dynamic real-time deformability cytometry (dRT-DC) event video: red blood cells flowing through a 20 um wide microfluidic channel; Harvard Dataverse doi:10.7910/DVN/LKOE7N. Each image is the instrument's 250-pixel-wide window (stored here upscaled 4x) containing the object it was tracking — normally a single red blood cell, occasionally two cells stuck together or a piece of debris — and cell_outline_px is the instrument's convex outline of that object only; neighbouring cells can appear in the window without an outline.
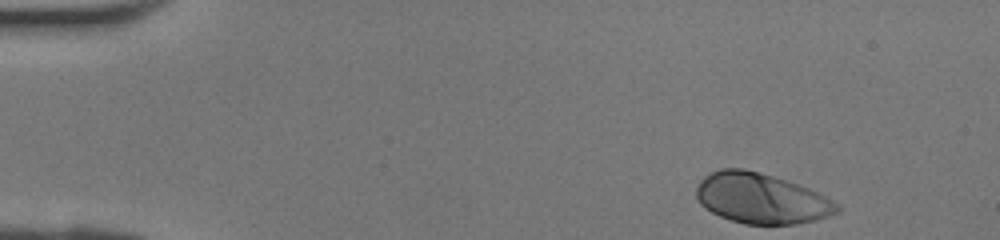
{"species": "human", "species_latin": "Homo sapiens", "temperature_condition": "room temperature", "stored_images_in_passage": 33, "camera_frame_rate_fps": 3000, "um_per_image_px": 0.085, "donor": {"sex": "female"}, "frame": {"image": 1, "passage_image": 1, "time_ms": 0.0, "image_size_px": [1000, 240], "cell_outline_px": [[844, 208], [840, 212], [816, 220], [796, 224], [744, 224], [720, 216], [704, 208], [700, 204], [696, 196], [696, 188], [700, 180], [708, 172], [720, 168], [744, 168], [760, 172], [800, 184], [832, 200]], "centroid_in_image_um": [64.7, 16.85], "position_along_channel_um": 20.3, "area_um2": 41.62}}
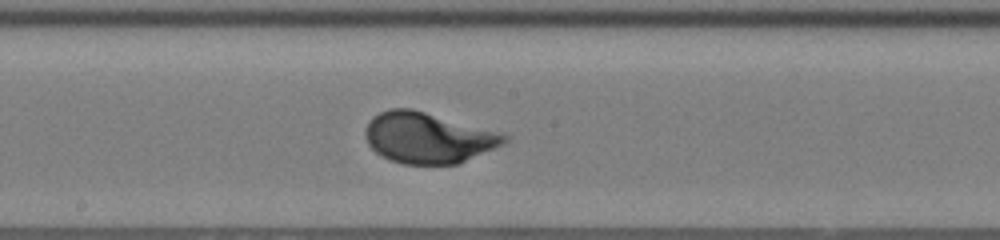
{"frame": {"image": 2, "passage_image": 19, "time_ms": 6.0, "image_size_px": [1000, 240], "cell_outline_px": [[508, 140], [504, 144], [460, 164], [404, 164], [388, 160], [380, 156], [368, 144], [364, 132], [368, 120], [372, 116], [388, 108], [412, 108], [508, 136]], "centroid_in_image_um": [36.31, 11.73], "position_along_channel_um": 211.9, "area_um2": 40.92}}
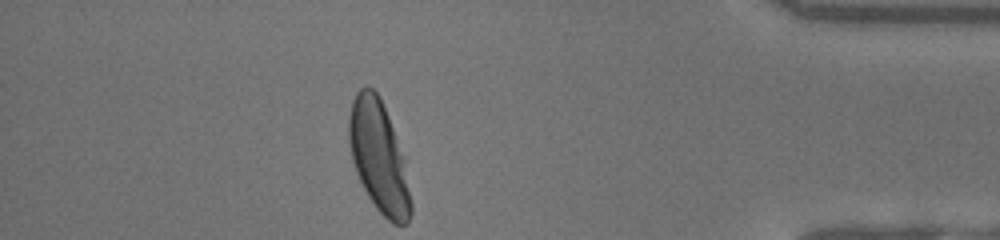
{"frame": {"image": 3, "passage_image": 33, "time_ms": 10.667, "image_size_px": [1000, 240], "cell_outline_px": [[412, 212], [408, 224], [392, 224], [376, 208], [368, 196], [356, 172], [352, 160], [348, 140], [348, 116], [352, 100], [356, 92], [364, 84], [368, 84], [380, 96], [404, 156], [412, 204]], "centroid_in_image_um": [32.19, 13.31], "position_along_channel_um": 403.0, "area_um2": 40.46}}